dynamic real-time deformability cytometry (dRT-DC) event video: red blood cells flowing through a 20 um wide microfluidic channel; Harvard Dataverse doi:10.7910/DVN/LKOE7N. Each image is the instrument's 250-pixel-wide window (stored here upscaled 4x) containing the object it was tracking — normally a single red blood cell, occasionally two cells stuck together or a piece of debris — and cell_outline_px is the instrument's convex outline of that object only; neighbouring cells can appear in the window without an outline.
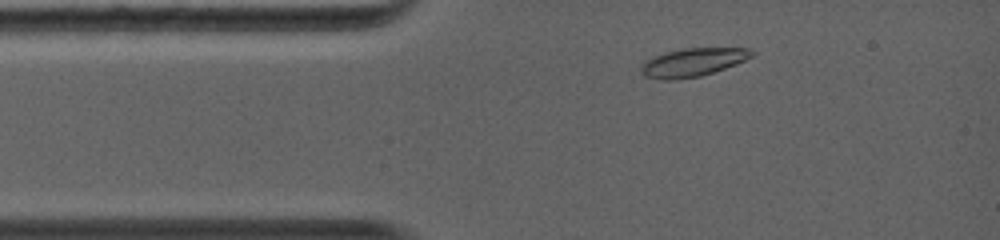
{"species": "common noctule bat (a hibernating species)", "species_latin": "Nyctalus noctula", "temperature_condition": "warm", "stored_images_in_passage": 45, "camera_frame_rate_fps": 5000, "um_per_image_px": 0.085, "animal": {"sex": "female", "body_mass_g": 19.0, "forearm_length_mm": 56.7}, "frame": {"image": 1, "passage_image": 5, "time_ms": 0.8, "image_size_px": [1000, 240], "cell_outline_px": [[756, 52], [752, 56], [736, 64], [700, 76], [676, 80], [660, 80], [644, 76], [640, 72], [640, 64], [644, 60], [652, 56], [664, 52], [680, 48], [752, 48]], "centroid_in_image_um": [58.82, 5.29], "position_along_channel_um": 26.2, "area_um2": 18.61}}
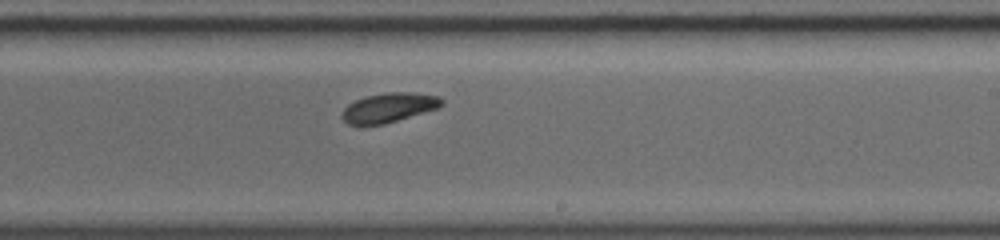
{"frame": {"image": 2, "passage_image": 28, "time_ms": 6.6, "image_size_px": [1000, 240], "cell_outline_px": [[444, 104], [440, 108], [384, 124], [360, 128], [348, 124], [340, 116], [340, 112], [348, 104], [364, 96], [384, 92], [412, 92], [440, 96], [444, 100]], "centroid_in_image_um": [33.02, 9.17], "position_along_channel_um": 256.0, "area_um2": 17.86}}
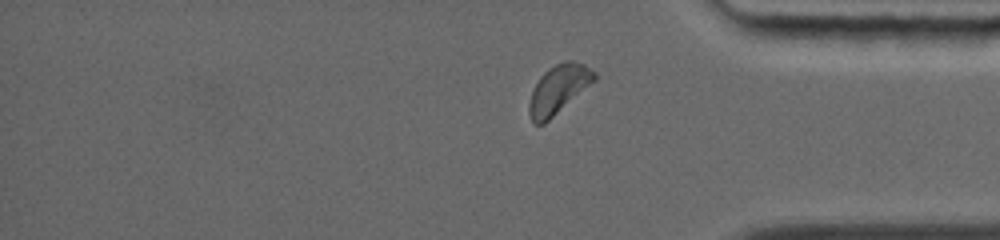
{"frame": {"image": 3, "passage_image": 43, "time_ms": 9.8, "image_size_px": [1000, 240], "cell_outline_px": [[596, 80], [544, 124], [532, 124], [528, 112], [528, 104], [532, 92], [540, 76], [548, 68], [564, 60], [568, 60], [584, 64], [596, 72]], "centroid_in_image_um": [47.46, 7.59], "position_along_channel_um": 387.7, "area_um2": 18.44}, "authors_computed_cell_mechanics": {"area_um2": 17.5712, "velocity_mm_per_s": 4.3643, "shape_relaxation_time_tau1_ms": 4.6169, "shape_relaxation_time_tau2_ms": null, "deformation_change_tau1": 0.1462, "deformation_change_tau2": null}}